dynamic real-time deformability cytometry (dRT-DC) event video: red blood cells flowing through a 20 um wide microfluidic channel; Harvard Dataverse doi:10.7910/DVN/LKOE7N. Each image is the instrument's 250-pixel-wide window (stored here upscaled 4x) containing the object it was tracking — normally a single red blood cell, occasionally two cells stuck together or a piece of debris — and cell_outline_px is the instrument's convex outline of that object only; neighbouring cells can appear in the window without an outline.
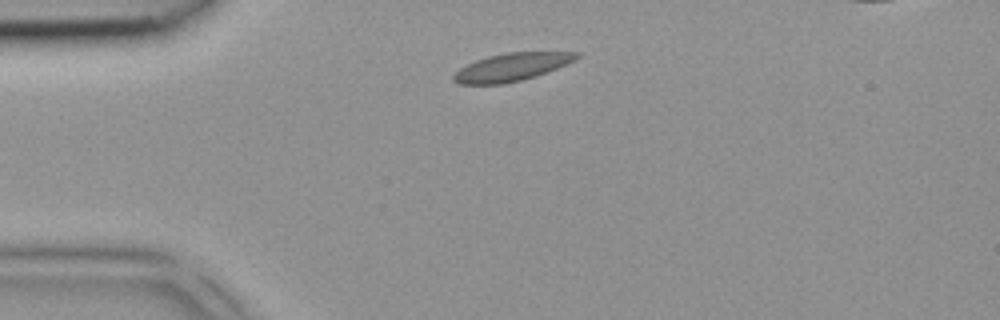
{"species": "common noctule bat (a hibernating species)", "species_latin": "Nyctalus noctula", "temperature_condition": "room temperature", "stored_images_in_passage": 3, "camera_frame_rate_fps": 3000, "um_per_image_px": 0.085, "animal": {"sex": "female", "body_mass_g": 18.4}, "frame": {"image": 1, "passage_image": 3, "time_ms": 0.667, "image_size_px": [1000, 320], "cell_outline_px": [[580, 56], [548, 72], [536, 76], [504, 84], [460, 84], [452, 80], [452, 76], [460, 68], [476, 60], [488, 56], [508, 52], [580, 52]], "centroid_in_image_um": [43.45, 5.7], "position_along_channel_um": 41.5, "area_um2": 19.71}}